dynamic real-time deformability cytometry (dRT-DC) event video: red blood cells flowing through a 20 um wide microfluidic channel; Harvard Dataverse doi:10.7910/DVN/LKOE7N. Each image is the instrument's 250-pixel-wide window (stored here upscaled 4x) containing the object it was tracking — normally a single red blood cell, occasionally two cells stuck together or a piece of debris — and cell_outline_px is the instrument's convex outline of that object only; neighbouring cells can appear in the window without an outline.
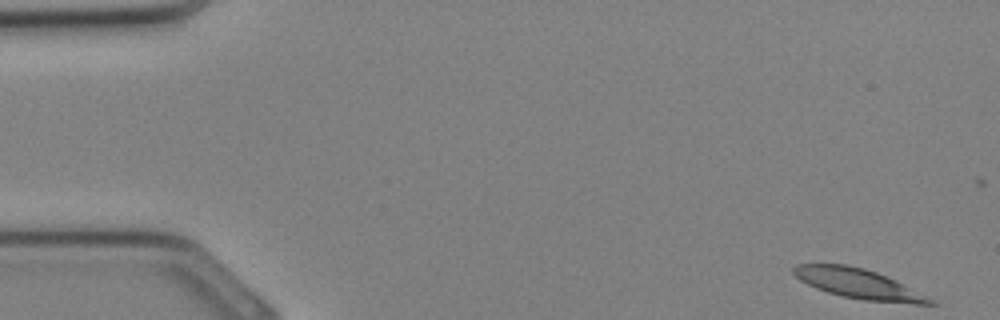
{"species": "Egyptian fruit bat (a non-hibernating species)", "species_latin": "Rousettus aegyptiacus", "temperature_condition": "cold", "stored_images_in_passage": 11, "camera_frame_rate_fps": 3000, "um_per_image_px": 0.085, "animal": {"sex": "female"}, "frame": {"image": 1, "passage_image": 1, "time_ms": 0.0, "image_size_px": [1000, 320], "cell_outline_px": [[940, 304], [916, 304], [864, 300], [840, 296], [816, 288], [800, 280], [792, 272], [792, 268], [796, 264], [848, 264], [864, 268], [876, 272]], "centroid_in_image_um": [72.85, 24.11], "position_along_channel_um": 12.2, "area_um2": 23.06}}
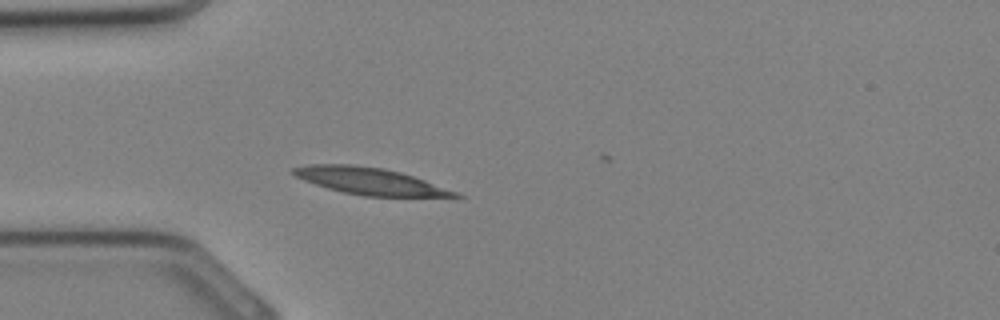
{"frame": {"image": 2, "passage_image": 9, "time_ms": 2.667, "image_size_px": [1000, 320], "cell_outline_px": [[464, 196], [364, 196], [344, 192], [328, 188], [304, 180], [288, 172], [292, 168], [308, 164], [352, 164], [384, 168], [400, 172], [424, 180], [456, 192]], "centroid_in_image_um": [31.33, 15.37], "position_along_channel_um": 53.7, "area_um2": 24.85}}